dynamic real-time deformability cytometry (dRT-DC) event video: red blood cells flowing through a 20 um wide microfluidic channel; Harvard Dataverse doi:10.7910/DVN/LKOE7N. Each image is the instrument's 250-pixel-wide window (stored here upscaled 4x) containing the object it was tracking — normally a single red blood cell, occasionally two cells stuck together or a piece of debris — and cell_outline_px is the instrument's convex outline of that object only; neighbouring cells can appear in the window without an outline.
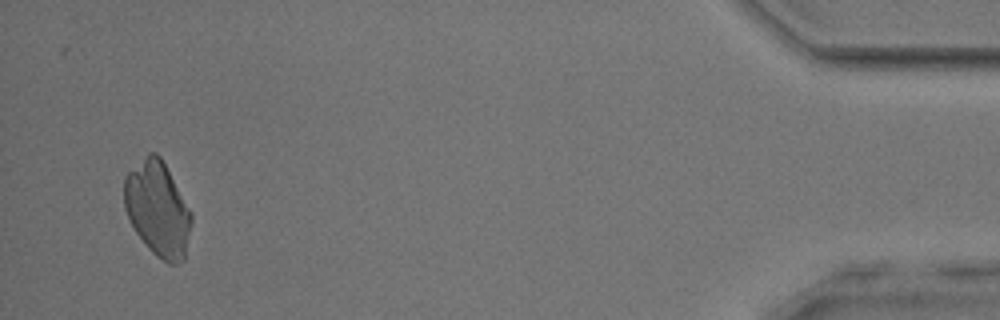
{"species": "common noctule bat (a hibernating species)", "species_latin": "Nyctalus noctula", "temperature_condition": "room temperature", "stored_images_in_passage": 42, "camera_frame_rate_fps": 3000, "um_per_image_px": 0.085, "animal": {"sex": "male", "body_mass_g": 17.9, "forearm_length_mm": 54.2}, "frame": {"image": 1, "passage_image": 40, "time_ms": 13.0, "image_size_px": [1000, 320], "cell_outline_px": [[192, 220], [184, 260], [176, 264], [168, 264], [156, 256], [148, 248], [136, 232], [124, 208], [124, 176], [148, 152], [156, 152], [160, 156], [192, 212]], "centroid_in_image_um": [13.4, 17.76], "position_along_channel_um": 421.8, "area_um2": 37.05}}